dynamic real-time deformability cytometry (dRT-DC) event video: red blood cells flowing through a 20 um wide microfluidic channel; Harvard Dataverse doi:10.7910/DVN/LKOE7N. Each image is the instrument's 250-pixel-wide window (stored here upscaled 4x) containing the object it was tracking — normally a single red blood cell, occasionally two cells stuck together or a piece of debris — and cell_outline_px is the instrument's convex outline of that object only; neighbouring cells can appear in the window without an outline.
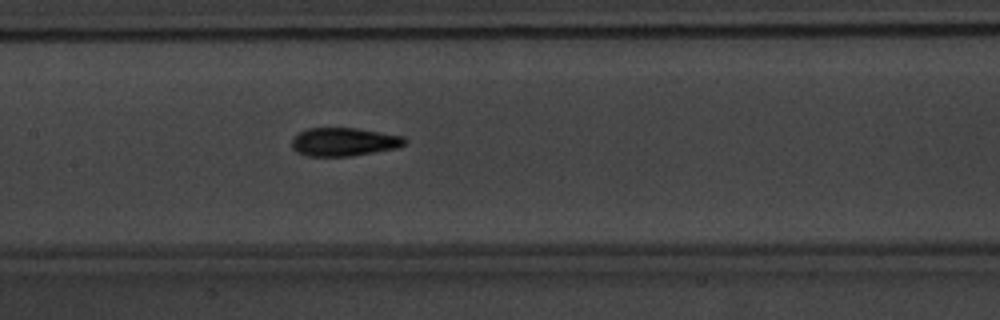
{"species": "common noctule bat (a hibernating species)", "species_latin": "Nyctalus noctula", "temperature_condition": "warm", "stored_images_in_passage": 38, "camera_frame_rate_fps": 3000, "um_per_image_px": 0.085, "animal": {"sex": "male", "body_mass_g": 20.1, "forearm_length_mm": 53.5}, "frame": {"image": 1, "passage_image": 11, "time_ms": 3.333, "image_size_px": [1000, 320], "cell_outline_px": [[408, 140], [404, 144], [396, 148], [348, 156], [308, 156], [296, 152], [292, 148], [292, 140], [300, 132], [308, 128], [356, 128], [404, 136]], "centroid_in_image_um": [29.23, 12.05], "position_along_channel_um": 178.2, "area_um2": 18.5}}
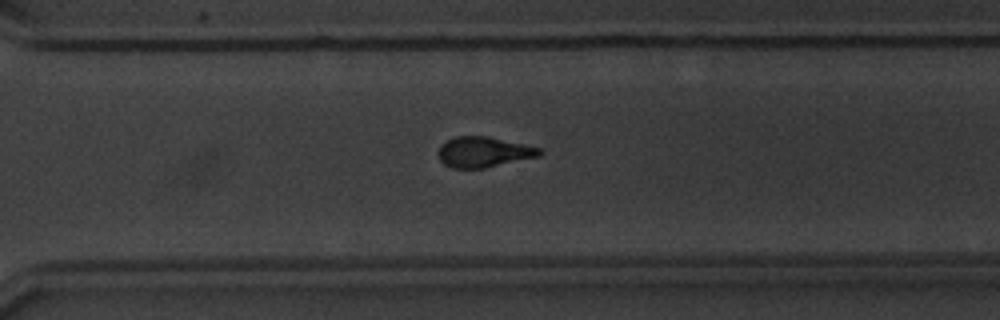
{"frame": {"image": 2, "passage_image": 23, "time_ms": 7.333, "image_size_px": [1000, 320], "cell_outline_px": [[544, 152], [540, 156], [484, 168], [452, 168], [444, 164], [440, 160], [440, 144], [456, 136], [488, 136], [524, 144], [540, 148]], "centroid_in_image_um": [41.14, 12.92], "position_along_channel_um": 329.5, "area_um2": 17.86}}
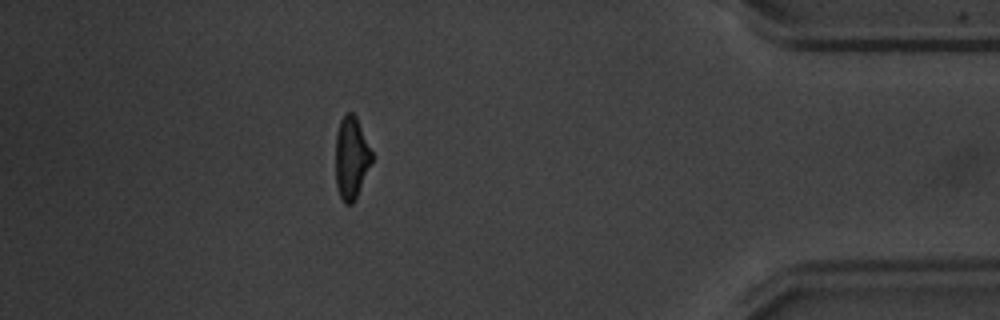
{"frame": {"image": 3, "passage_image": 32, "time_ms": 10.333, "image_size_px": [1000, 320], "cell_outline_px": [[372, 160], [356, 196], [352, 204], [344, 204], [336, 188], [336, 132], [340, 120], [344, 112], [352, 112], [356, 116], [372, 152]], "centroid_in_image_um": [29.84, 13.38], "position_along_channel_um": 405.4, "area_um2": 17.22}, "authors_computed_cell_mechanics": {"area_um2": 18.207, "velocity_mm_per_s": 3.7958, "shape_relaxation_time_tau1_ms": 3.2446, "shape_relaxation_time_tau2_ms": 2.6534, "deformation_change_tau1": 0.1606, "deformation_change_tau2": 0.1039}}